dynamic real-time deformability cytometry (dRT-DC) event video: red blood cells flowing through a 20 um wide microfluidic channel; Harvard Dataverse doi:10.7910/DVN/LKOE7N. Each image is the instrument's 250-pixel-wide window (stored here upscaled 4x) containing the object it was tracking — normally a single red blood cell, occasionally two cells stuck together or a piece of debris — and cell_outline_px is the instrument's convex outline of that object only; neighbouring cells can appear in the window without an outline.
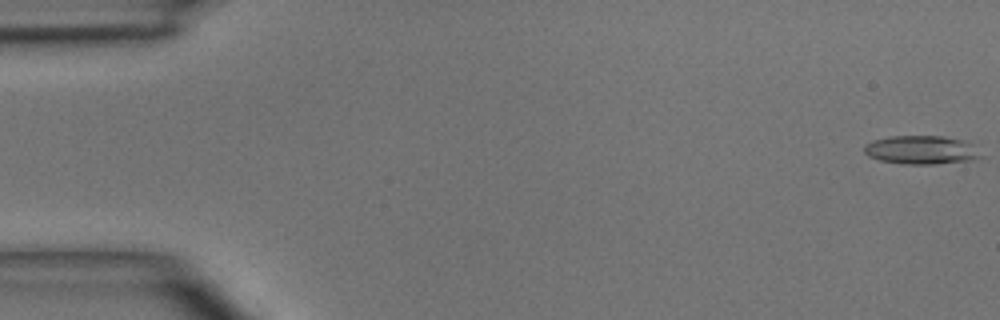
{"species": "common noctule bat (a hibernating species)", "species_latin": "Nyctalus noctula", "temperature_condition": "room temperature", "stored_images_in_passage": 4, "camera_frame_rate_fps": 3000, "um_per_image_px": 0.085, "animal": {"sex": "male", "body_mass_g": 15.6}, "frame": {"image": 1, "passage_image": 1, "time_ms": 0.0, "image_size_px": [1000, 320], "cell_outline_px": [[984, 156], [972, 160], [936, 164], [904, 164], [880, 160], [868, 156], [864, 152], [864, 144], [888, 136], [944, 136], [964, 140], [972, 144]], "centroid_in_image_um": [78.34, 12.74], "position_along_channel_um": 6.7, "area_um2": 19.54}}